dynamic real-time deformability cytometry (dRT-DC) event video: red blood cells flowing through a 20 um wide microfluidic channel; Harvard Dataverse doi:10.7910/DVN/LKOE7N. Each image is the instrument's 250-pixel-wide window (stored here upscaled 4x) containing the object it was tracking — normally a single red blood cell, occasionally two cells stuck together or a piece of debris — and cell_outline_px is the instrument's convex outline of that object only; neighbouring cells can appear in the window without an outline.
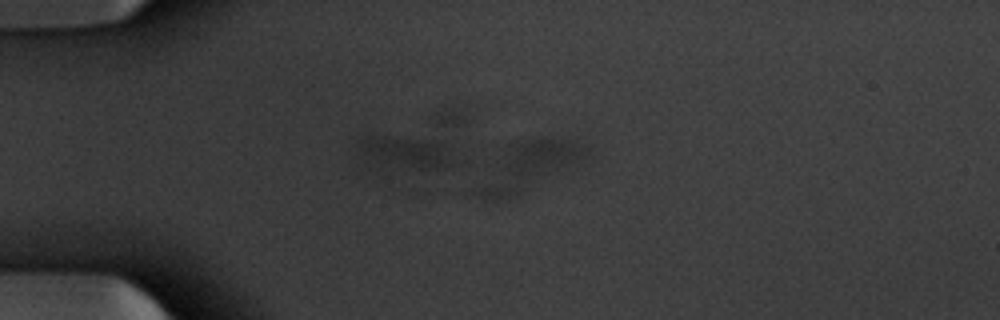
{"species": "common noctule bat (a hibernating species)", "species_latin": "Nyctalus noctula", "temperature_condition": "warm", "stored_images_in_passage": 13, "camera_frame_rate_fps": 3000, "um_per_image_px": 0.085, "animal": {"sex": "male", "body_mass_g": 20.1, "forearm_length_mm": 53.5}, "frame": {"image": 1, "passage_image": 13, "time_ms": 4.0, "image_size_px": [1000, 320], "cell_outline_px": [[596, 152], [572, 168], [516, 196], [504, 200], [492, 200], [476, 196], [464, 192], [508, 144], [516, 140], [536, 136], [552, 136], [576, 140], [588, 144]], "centroid_in_image_um": [44.9, 14.11], "position_along_channel_um": 40.1, "area_um2": 33.52}}